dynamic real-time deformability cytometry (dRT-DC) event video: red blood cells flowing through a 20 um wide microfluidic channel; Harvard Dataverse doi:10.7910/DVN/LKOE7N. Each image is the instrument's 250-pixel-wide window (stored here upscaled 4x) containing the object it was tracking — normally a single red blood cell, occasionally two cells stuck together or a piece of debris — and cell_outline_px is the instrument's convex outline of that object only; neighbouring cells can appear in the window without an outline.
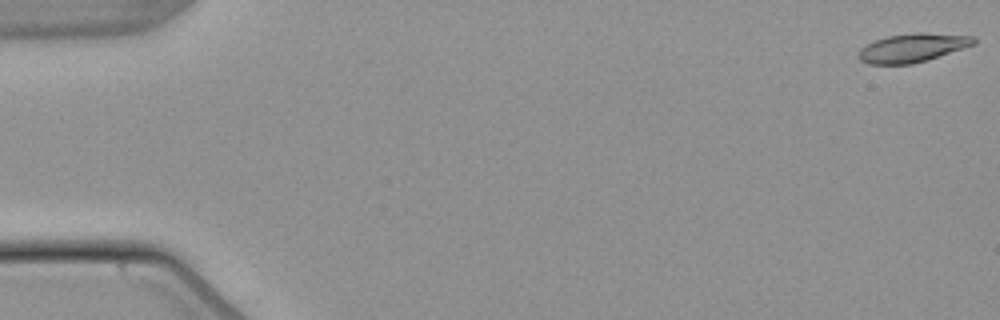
{"species": "common noctule bat (a hibernating species)", "species_latin": "Nyctalus noctula", "temperature_condition": "warm", "stored_images_in_passage": 54, "camera_frame_rate_fps": 3000, "um_per_image_px": 0.085, "animal": {"sex": "male", "body_mass_g": 21.5, "forearm_length_mm": 52.0}, "frame": {"image": 1, "passage_image": 1, "time_ms": 0.0, "image_size_px": [1000, 320], "cell_outline_px": [[976, 44], [928, 60], [912, 64], [868, 64], [860, 60], [856, 56], [860, 48], [876, 40], [888, 36], [916, 32], [924, 32], [972, 36], [976, 40]], "centroid_in_image_um": [77.56, 4.07], "position_along_channel_um": 7.4, "area_um2": 19.31}}
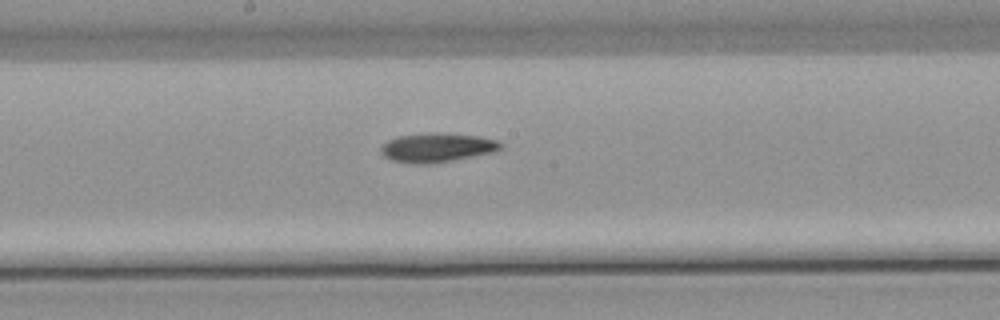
{"frame": {"image": 2, "passage_image": 29, "time_ms": 9.333, "image_size_px": [1000, 320], "cell_outline_px": [[504, 148], [496, 152], [452, 160], [428, 164], [416, 164], [392, 160], [384, 156], [380, 152], [380, 148], [388, 140], [396, 136], [428, 132], [436, 132], [480, 136], [496, 140], [504, 144]], "centroid_in_image_um": [37.18, 12.53], "position_along_channel_um": 211.0, "area_um2": 20.58}}
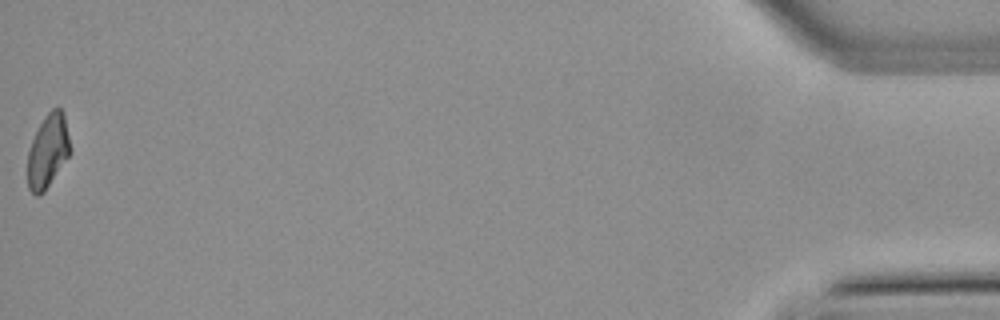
{"frame": {"image": 3, "passage_image": 54, "time_ms": 17.667, "image_size_px": [1000, 320], "cell_outline_px": [[72, 148], [68, 156], [44, 192], [36, 196], [28, 188], [28, 152], [32, 140], [44, 116], [52, 108], [60, 108], [64, 112]], "centroid_in_image_um": [4.09, 12.81], "position_along_channel_um": 431.1, "area_um2": 18.15}}